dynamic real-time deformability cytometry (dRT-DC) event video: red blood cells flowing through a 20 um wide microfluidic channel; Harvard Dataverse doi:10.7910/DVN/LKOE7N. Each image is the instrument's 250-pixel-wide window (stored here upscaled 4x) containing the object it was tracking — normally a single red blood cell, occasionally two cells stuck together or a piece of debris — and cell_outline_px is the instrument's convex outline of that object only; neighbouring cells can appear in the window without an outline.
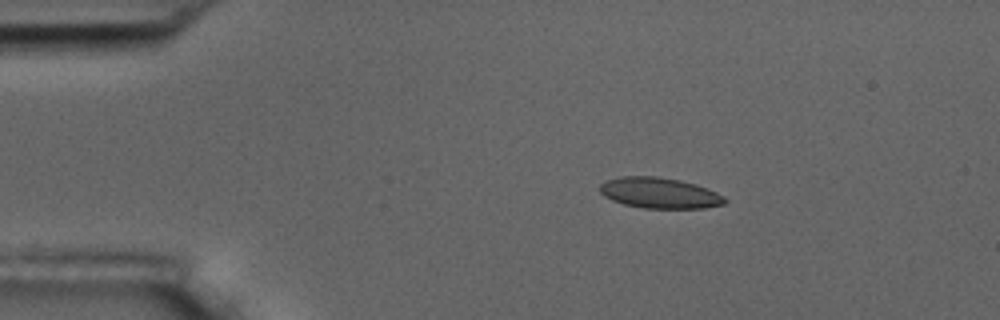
{"species": "common noctule bat (a hibernating species)", "species_latin": "Nyctalus noctula", "temperature_condition": "room temperature", "stored_images_in_passage": 4, "camera_frame_rate_fps": 3000, "um_per_image_px": 0.085, "animal": {"sex": "male", "body_mass_g": 17.5, "forearm_length_mm": 52.3}, "frame": {"image": 1, "passage_image": 1, "time_ms": 0.0, "image_size_px": [1000, 320], "cell_outline_px": [[728, 200], [724, 204], [704, 208], [644, 208], [624, 204], [612, 200], [604, 196], [600, 192], [600, 184], [604, 180], [620, 176], [656, 176], [680, 180], [696, 184], [708, 188], [724, 196]], "centroid_in_image_um": [56.06, 16.39], "position_along_channel_um": 28.9, "area_um2": 22.54}}
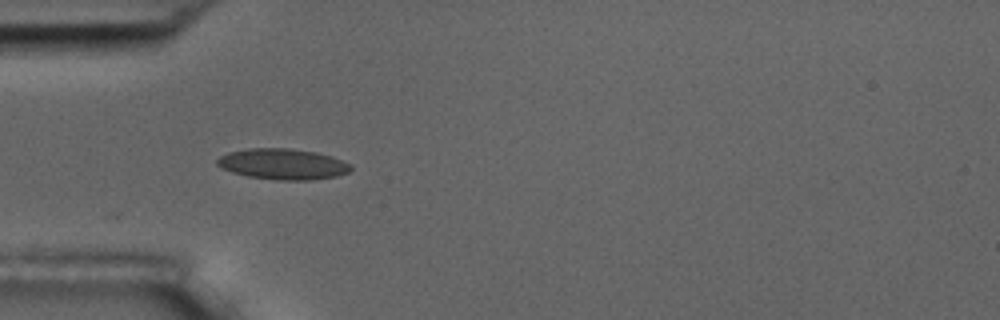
{"frame": {"image": 2, "passage_image": 3, "time_ms": 2.333, "image_size_px": [1000, 320], "cell_outline_px": [[352, 168], [348, 172], [336, 176], [312, 180], [280, 180], [248, 176], [232, 172], [216, 164], [216, 160], [220, 156], [228, 152], [248, 148], [288, 148], [316, 152], [332, 156], [352, 164]], "centroid_in_image_um": [24.06, 13.94], "position_along_channel_um": 60.9, "area_um2": 23.99}}